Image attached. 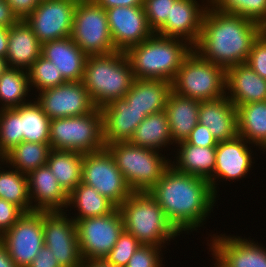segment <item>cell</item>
<instances>
[{
    "label": "cell",
    "mask_w": 266,
    "mask_h": 267,
    "mask_svg": "<svg viewBox=\"0 0 266 267\" xmlns=\"http://www.w3.org/2000/svg\"><path fill=\"white\" fill-rule=\"evenodd\" d=\"M148 192L181 234L205 225L219 199L209 181L179 172L172 165Z\"/></svg>",
    "instance_id": "1"
},
{
    "label": "cell",
    "mask_w": 266,
    "mask_h": 267,
    "mask_svg": "<svg viewBox=\"0 0 266 267\" xmlns=\"http://www.w3.org/2000/svg\"><path fill=\"white\" fill-rule=\"evenodd\" d=\"M262 32L263 27L258 23L240 15L218 11L209 5L193 50L203 59L226 70L246 63L254 41Z\"/></svg>",
    "instance_id": "2"
},
{
    "label": "cell",
    "mask_w": 266,
    "mask_h": 267,
    "mask_svg": "<svg viewBox=\"0 0 266 267\" xmlns=\"http://www.w3.org/2000/svg\"><path fill=\"white\" fill-rule=\"evenodd\" d=\"M193 46L179 38L156 33L129 48L125 54L135 79L167 80L172 83Z\"/></svg>",
    "instance_id": "3"
},
{
    "label": "cell",
    "mask_w": 266,
    "mask_h": 267,
    "mask_svg": "<svg viewBox=\"0 0 266 267\" xmlns=\"http://www.w3.org/2000/svg\"><path fill=\"white\" fill-rule=\"evenodd\" d=\"M118 208L124 229L141 245H156L165 249L169 242L181 235L149 192H132Z\"/></svg>",
    "instance_id": "4"
},
{
    "label": "cell",
    "mask_w": 266,
    "mask_h": 267,
    "mask_svg": "<svg viewBox=\"0 0 266 267\" xmlns=\"http://www.w3.org/2000/svg\"><path fill=\"white\" fill-rule=\"evenodd\" d=\"M134 80L125 52L87 57L82 82L99 109L113 100L124 98Z\"/></svg>",
    "instance_id": "5"
},
{
    "label": "cell",
    "mask_w": 266,
    "mask_h": 267,
    "mask_svg": "<svg viewBox=\"0 0 266 267\" xmlns=\"http://www.w3.org/2000/svg\"><path fill=\"white\" fill-rule=\"evenodd\" d=\"M105 147L133 192H148L171 165L168 154L165 156L160 151L139 147L129 141L116 142Z\"/></svg>",
    "instance_id": "6"
},
{
    "label": "cell",
    "mask_w": 266,
    "mask_h": 267,
    "mask_svg": "<svg viewBox=\"0 0 266 267\" xmlns=\"http://www.w3.org/2000/svg\"><path fill=\"white\" fill-rule=\"evenodd\" d=\"M226 70L203 59L196 51L186 57L174 80L172 91L200 102L225 96Z\"/></svg>",
    "instance_id": "7"
},
{
    "label": "cell",
    "mask_w": 266,
    "mask_h": 267,
    "mask_svg": "<svg viewBox=\"0 0 266 267\" xmlns=\"http://www.w3.org/2000/svg\"><path fill=\"white\" fill-rule=\"evenodd\" d=\"M49 144L54 150H70L82 154L105 148L101 109L96 108L82 116L51 120Z\"/></svg>",
    "instance_id": "8"
},
{
    "label": "cell",
    "mask_w": 266,
    "mask_h": 267,
    "mask_svg": "<svg viewBox=\"0 0 266 267\" xmlns=\"http://www.w3.org/2000/svg\"><path fill=\"white\" fill-rule=\"evenodd\" d=\"M70 37L87 56L108 55L117 51L106 11L94 0H78Z\"/></svg>",
    "instance_id": "9"
},
{
    "label": "cell",
    "mask_w": 266,
    "mask_h": 267,
    "mask_svg": "<svg viewBox=\"0 0 266 267\" xmlns=\"http://www.w3.org/2000/svg\"><path fill=\"white\" fill-rule=\"evenodd\" d=\"M82 182L95 188L117 208L133 192L106 147L83 154Z\"/></svg>",
    "instance_id": "10"
},
{
    "label": "cell",
    "mask_w": 266,
    "mask_h": 267,
    "mask_svg": "<svg viewBox=\"0 0 266 267\" xmlns=\"http://www.w3.org/2000/svg\"><path fill=\"white\" fill-rule=\"evenodd\" d=\"M76 227L83 259H104L124 231L119 208L110 214L77 220Z\"/></svg>",
    "instance_id": "11"
},
{
    "label": "cell",
    "mask_w": 266,
    "mask_h": 267,
    "mask_svg": "<svg viewBox=\"0 0 266 267\" xmlns=\"http://www.w3.org/2000/svg\"><path fill=\"white\" fill-rule=\"evenodd\" d=\"M0 243L17 267H28L44 246L43 211L24 213L0 236Z\"/></svg>",
    "instance_id": "12"
},
{
    "label": "cell",
    "mask_w": 266,
    "mask_h": 267,
    "mask_svg": "<svg viewBox=\"0 0 266 267\" xmlns=\"http://www.w3.org/2000/svg\"><path fill=\"white\" fill-rule=\"evenodd\" d=\"M44 245L61 267H80L81 256L76 222L65 211L43 212Z\"/></svg>",
    "instance_id": "13"
},
{
    "label": "cell",
    "mask_w": 266,
    "mask_h": 267,
    "mask_svg": "<svg viewBox=\"0 0 266 267\" xmlns=\"http://www.w3.org/2000/svg\"><path fill=\"white\" fill-rule=\"evenodd\" d=\"M212 259L221 267H266V247L254 238L226 233L208 234ZM246 238V239H245ZM252 239V240H251ZM210 240V241H209Z\"/></svg>",
    "instance_id": "14"
},
{
    "label": "cell",
    "mask_w": 266,
    "mask_h": 267,
    "mask_svg": "<svg viewBox=\"0 0 266 267\" xmlns=\"http://www.w3.org/2000/svg\"><path fill=\"white\" fill-rule=\"evenodd\" d=\"M78 0H41L25 19L41 43L71 36Z\"/></svg>",
    "instance_id": "15"
},
{
    "label": "cell",
    "mask_w": 266,
    "mask_h": 267,
    "mask_svg": "<svg viewBox=\"0 0 266 267\" xmlns=\"http://www.w3.org/2000/svg\"><path fill=\"white\" fill-rule=\"evenodd\" d=\"M34 99L51 120L82 116L97 108L82 81L65 82L45 89L38 92Z\"/></svg>",
    "instance_id": "16"
},
{
    "label": "cell",
    "mask_w": 266,
    "mask_h": 267,
    "mask_svg": "<svg viewBox=\"0 0 266 267\" xmlns=\"http://www.w3.org/2000/svg\"><path fill=\"white\" fill-rule=\"evenodd\" d=\"M250 144L240 135L217 143L216 166L213 173V192L216 196L219 194L218 185L221 182L231 181L235 183L247 178L246 176L250 174L249 172L255 163L254 151L252 150L255 146Z\"/></svg>",
    "instance_id": "17"
},
{
    "label": "cell",
    "mask_w": 266,
    "mask_h": 267,
    "mask_svg": "<svg viewBox=\"0 0 266 267\" xmlns=\"http://www.w3.org/2000/svg\"><path fill=\"white\" fill-rule=\"evenodd\" d=\"M105 11L117 51L126 52L154 34L143 6H117Z\"/></svg>",
    "instance_id": "18"
},
{
    "label": "cell",
    "mask_w": 266,
    "mask_h": 267,
    "mask_svg": "<svg viewBox=\"0 0 266 267\" xmlns=\"http://www.w3.org/2000/svg\"><path fill=\"white\" fill-rule=\"evenodd\" d=\"M209 5L210 0H176L171 5L170 17L155 33L183 39L194 47L199 40L203 17Z\"/></svg>",
    "instance_id": "19"
},
{
    "label": "cell",
    "mask_w": 266,
    "mask_h": 267,
    "mask_svg": "<svg viewBox=\"0 0 266 267\" xmlns=\"http://www.w3.org/2000/svg\"><path fill=\"white\" fill-rule=\"evenodd\" d=\"M101 113L105 146L129 141L137 126L147 117L143 111L130 106L125 98L113 100L101 108Z\"/></svg>",
    "instance_id": "20"
},
{
    "label": "cell",
    "mask_w": 266,
    "mask_h": 267,
    "mask_svg": "<svg viewBox=\"0 0 266 267\" xmlns=\"http://www.w3.org/2000/svg\"><path fill=\"white\" fill-rule=\"evenodd\" d=\"M32 211H65L68 193L58 183L48 165L27 175Z\"/></svg>",
    "instance_id": "21"
},
{
    "label": "cell",
    "mask_w": 266,
    "mask_h": 267,
    "mask_svg": "<svg viewBox=\"0 0 266 267\" xmlns=\"http://www.w3.org/2000/svg\"><path fill=\"white\" fill-rule=\"evenodd\" d=\"M225 96L236 107L266 101V79L246 63L230 67L226 69Z\"/></svg>",
    "instance_id": "22"
},
{
    "label": "cell",
    "mask_w": 266,
    "mask_h": 267,
    "mask_svg": "<svg viewBox=\"0 0 266 267\" xmlns=\"http://www.w3.org/2000/svg\"><path fill=\"white\" fill-rule=\"evenodd\" d=\"M41 55L57 67L67 82L83 80L88 56L71 37L42 43Z\"/></svg>",
    "instance_id": "23"
},
{
    "label": "cell",
    "mask_w": 266,
    "mask_h": 267,
    "mask_svg": "<svg viewBox=\"0 0 266 267\" xmlns=\"http://www.w3.org/2000/svg\"><path fill=\"white\" fill-rule=\"evenodd\" d=\"M198 123L208 127L217 142L238 135L236 106L226 96L200 102Z\"/></svg>",
    "instance_id": "24"
},
{
    "label": "cell",
    "mask_w": 266,
    "mask_h": 267,
    "mask_svg": "<svg viewBox=\"0 0 266 267\" xmlns=\"http://www.w3.org/2000/svg\"><path fill=\"white\" fill-rule=\"evenodd\" d=\"M171 165L179 172L194 175L210 182L213 190V173L216 166V147H200L182 141L176 144ZM173 159V160H172Z\"/></svg>",
    "instance_id": "25"
},
{
    "label": "cell",
    "mask_w": 266,
    "mask_h": 267,
    "mask_svg": "<svg viewBox=\"0 0 266 267\" xmlns=\"http://www.w3.org/2000/svg\"><path fill=\"white\" fill-rule=\"evenodd\" d=\"M42 43L25 20H19L9 30L6 63L9 68L27 70L40 56Z\"/></svg>",
    "instance_id": "26"
},
{
    "label": "cell",
    "mask_w": 266,
    "mask_h": 267,
    "mask_svg": "<svg viewBox=\"0 0 266 267\" xmlns=\"http://www.w3.org/2000/svg\"><path fill=\"white\" fill-rule=\"evenodd\" d=\"M199 108L200 101L170 92L164 111L175 145L185 141L198 124Z\"/></svg>",
    "instance_id": "27"
},
{
    "label": "cell",
    "mask_w": 266,
    "mask_h": 267,
    "mask_svg": "<svg viewBox=\"0 0 266 267\" xmlns=\"http://www.w3.org/2000/svg\"><path fill=\"white\" fill-rule=\"evenodd\" d=\"M171 91L172 83L167 80L135 79L124 98L148 116L164 111Z\"/></svg>",
    "instance_id": "28"
},
{
    "label": "cell",
    "mask_w": 266,
    "mask_h": 267,
    "mask_svg": "<svg viewBox=\"0 0 266 267\" xmlns=\"http://www.w3.org/2000/svg\"><path fill=\"white\" fill-rule=\"evenodd\" d=\"M67 208H70V211L74 209L77 212L70 213ZM116 208L110 200L101 195L95 188L81 182L68 194V203L65 212L76 222L84 218L110 214Z\"/></svg>",
    "instance_id": "29"
},
{
    "label": "cell",
    "mask_w": 266,
    "mask_h": 267,
    "mask_svg": "<svg viewBox=\"0 0 266 267\" xmlns=\"http://www.w3.org/2000/svg\"><path fill=\"white\" fill-rule=\"evenodd\" d=\"M129 142L139 147L154 149L160 152L170 151L173 145L170 133L169 120L166 112L162 111L148 115L135 129ZM167 148V150L165 149Z\"/></svg>",
    "instance_id": "30"
},
{
    "label": "cell",
    "mask_w": 266,
    "mask_h": 267,
    "mask_svg": "<svg viewBox=\"0 0 266 267\" xmlns=\"http://www.w3.org/2000/svg\"><path fill=\"white\" fill-rule=\"evenodd\" d=\"M237 110L238 135L256 150L266 151V101L239 105ZM258 147V148H257Z\"/></svg>",
    "instance_id": "31"
},
{
    "label": "cell",
    "mask_w": 266,
    "mask_h": 267,
    "mask_svg": "<svg viewBox=\"0 0 266 267\" xmlns=\"http://www.w3.org/2000/svg\"><path fill=\"white\" fill-rule=\"evenodd\" d=\"M83 154L70 150L51 149L47 165L58 183L69 194L82 182Z\"/></svg>",
    "instance_id": "32"
},
{
    "label": "cell",
    "mask_w": 266,
    "mask_h": 267,
    "mask_svg": "<svg viewBox=\"0 0 266 267\" xmlns=\"http://www.w3.org/2000/svg\"><path fill=\"white\" fill-rule=\"evenodd\" d=\"M30 92L27 70L8 67L0 76V110L17 108L31 102V98H28L33 93Z\"/></svg>",
    "instance_id": "33"
},
{
    "label": "cell",
    "mask_w": 266,
    "mask_h": 267,
    "mask_svg": "<svg viewBox=\"0 0 266 267\" xmlns=\"http://www.w3.org/2000/svg\"><path fill=\"white\" fill-rule=\"evenodd\" d=\"M50 151L49 143L23 141L8 151L2 160L13 169L28 175L33 170L47 165Z\"/></svg>",
    "instance_id": "34"
},
{
    "label": "cell",
    "mask_w": 266,
    "mask_h": 267,
    "mask_svg": "<svg viewBox=\"0 0 266 267\" xmlns=\"http://www.w3.org/2000/svg\"><path fill=\"white\" fill-rule=\"evenodd\" d=\"M0 198L18 206L24 213L32 212L27 175L8 166L2 159L0 161Z\"/></svg>",
    "instance_id": "35"
},
{
    "label": "cell",
    "mask_w": 266,
    "mask_h": 267,
    "mask_svg": "<svg viewBox=\"0 0 266 267\" xmlns=\"http://www.w3.org/2000/svg\"><path fill=\"white\" fill-rule=\"evenodd\" d=\"M15 109L20 113L23 141L49 143L51 119L43 112L35 99Z\"/></svg>",
    "instance_id": "36"
},
{
    "label": "cell",
    "mask_w": 266,
    "mask_h": 267,
    "mask_svg": "<svg viewBox=\"0 0 266 267\" xmlns=\"http://www.w3.org/2000/svg\"><path fill=\"white\" fill-rule=\"evenodd\" d=\"M210 5L218 11L245 17L262 27L266 24V0H210Z\"/></svg>",
    "instance_id": "37"
},
{
    "label": "cell",
    "mask_w": 266,
    "mask_h": 267,
    "mask_svg": "<svg viewBox=\"0 0 266 267\" xmlns=\"http://www.w3.org/2000/svg\"><path fill=\"white\" fill-rule=\"evenodd\" d=\"M27 73L31 91L36 89L33 95L67 82L57 67L42 55L27 69Z\"/></svg>",
    "instance_id": "38"
},
{
    "label": "cell",
    "mask_w": 266,
    "mask_h": 267,
    "mask_svg": "<svg viewBox=\"0 0 266 267\" xmlns=\"http://www.w3.org/2000/svg\"><path fill=\"white\" fill-rule=\"evenodd\" d=\"M23 142L20 113L15 109L0 110V156Z\"/></svg>",
    "instance_id": "39"
},
{
    "label": "cell",
    "mask_w": 266,
    "mask_h": 267,
    "mask_svg": "<svg viewBox=\"0 0 266 267\" xmlns=\"http://www.w3.org/2000/svg\"><path fill=\"white\" fill-rule=\"evenodd\" d=\"M140 245L138 240L124 229L104 259L115 267H125Z\"/></svg>",
    "instance_id": "40"
},
{
    "label": "cell",
    "mask_w": 266,
    "mask_h": 267,
    "mask_svg": "<svg viewBox=\"0 0 266 267\" xmlns=\"http://www.w3.org/2000/svg\"><path fill=\"white\" fill-rule=\"evenodd\" d=\"M162 249L156 245H140L125 267H164Z\"/></svg>",
    "instance_id": "41"
},
{
    "label": "cell",
    "mask_w": 266,
    "mask_h": 267,
    "mask_svg": "<svg viewBox=\"0 0 266 267\" xmlns=\"http://www.w3.org/2000/svg\"><path fill=\"white\" fill-rule=\"evenodd\" d=\"M176 0H144L143 7L150 28L154 33L166 22L170 17L171 5Z\"/></svg>",
    "instance_id": "42"
},
{
    "label": "cell",
    "mask_w": 266,
    "mask_h": 267,
    "mask_svg": "<svg viewBox=\"0 0 266 267\" xmlns=\"http://www.w3.org/2000/svg\"><path fill=\"white\" fill-rule=\"evenodd\" d=\"M246 64L266 79V34L264 32L254 41Z\"/></svg>",
    "instance_id": "43"
},
{
    "label": "cell",
    "mask_w": 266,
    "mask_h": 267,
    "mask_svg": "<svg viewBox=\"0 0 266 267\" xmlns=\"http://www.w3.org/2000/svg\"><path fill=\"white\" fill-rule=\"evenodd\" d=\"M24 212L13 203L0 198V236L9 230Z\"/></svg>",
    "instance_id": "44"
},
{
    "label": "cell",
    "mask_w": 266,
    "mask_h": 267,
    "mask_svg": "<svg viewBox=\"0 0 266 267\" xmlns=\"http://www.w3.org/2000/svg\"><path fill=\"white\" fill-rule=\"evenodd\" d=\"M185 141L188 144L200 147H216L218 143L209 131V128L199 123Z\"/></svg>",
    "instance_id": "45"
},
{
    "label": "cell",
    "mask_w": 266,
    "mask_h": 267,
    "mask_svg": "<svg viewBox=\"0 0 266 267\" xmlns=\"http://www.w3.org/2000/svg\"><path fill=\"white\" fill-rule=\"evenodd\" d=\"M19 20H25L39 5L41 0H6Z\"/></svg>",
    "instance_id": "46"
},
{
    "label": "cell",
    "mask_w": 266,
    "mask_h": 267,
    "mask_svg": "<svg viewBox=\"0 0 266 267\" xmlns=\"http://www.w3.org/2000/svg\"><path fill=\"white\" fill-rule=\"evenodd\" d=\"M28 267H61V266L55 259L54 255H52V251L44 245Z\"/></svg>",
    "instance_id": "47"
},
{
    "label": "cell",
    "mask_w": 266,
    "mask_h": 267,
    "mask_svg": "<svg viewBox=\"0 0 266 267\" xmlns=\"http://www.w3.org/2000/svg\"><path fill=\"white\" fill-rule=\"evenodd\" d=\"M19 21L6 0H0V27L10 28Z\"/></svg>",
    "instance_id": "48"
},
{
    "label": "cell",
    "mask_w": 266,
    "mask_h": 267,
    "mask_svg": "<svg viewBox=\"0 0 266 267\" xmlns=\"http://www.w3.org/2000/svg\"><path fill=\"white\" fill-rule=\"evenodd\" d=\"M94 1L105 10L117 6H126V7L143 6L144 2V0H94Z\"/></svg>",
    "instance_id": "49"
},
{
    "label": "cell",
    "mask_w": 266,
    "mask_h": 267,
    "mask_svg": "<svg viewBox=\"0 0 266 267\" xmlns=\"http://www.w3.org/2000/svg\"><path fill=\"white\" fill-rule=\"evenodd\" d=\"M10 28L0 27V57L6 58Z\"/></svg>",
    "instance_id": "50"
},
{
    "label": "cell",
    "mask_w": 266,
    "mask_h": 267,
    "mask_svg": "<svg viewBox=\"0 0 266 267\" xmlns=\"http://www.w3.org/2000/svg\"><path fill=\"white\" fill-rule=\"evenodd\" d=\"M80 267H115L105 259H83Z\"/></svg>",
    "instance_id": "51"
},
{
    "label": "cell",
    "mask_w": 266,
    "mask_h": 267,
    "mask_svg": "<svg viewBox=\"0 0 266 267\" xmlns=\"http://www.w3.org/2000/svg\"><path fill=\"white\" fill-rule=\"evenodd\" d=\"M0 267H17L9 257L6 248L0 243Z\"/></svg>",
    "instance_id": "52"
},
{
    "label": "cell",
    "mask_w": 266,
    "mask_h": 267,
    "mask_svg": "<svg viewBox=\"0 0 266 267\" xmlns=\"http://www.w3.org/2000/svg\"><path fill=\"white\" fill-rule=\"evenodd\" d=\"M7 63H6V59L0 57V76L2 75V73L7 69Z\"/></svg>",
    "instance_id": "53"
},
{
    "label": "cell",
    "mask_w": 266,
    "mask_h": 267,
    "mask_svg": "<svg viewBox=\"0 0 266 267\" xmlns=\"http://www.w3.org/2000/svg\"><path fill=\"white\" fill-rule=\"evenodd\" d=\"M213 262H214V263L211 265V267H212L213 265H214L213 267H221V266H219L214 260H213Z\"/></svg>",
    "instance_id": "54"
},
{
    "label": "cell",
    "mask_w": 266,
    "mask_h": 267,
    "mask_svg": "<svg viewBox=\"0 0 266 267\" xmlns=\"http://www.w3.org/2000/svg\"><path fill=\"white\" fill-rule=\"evenodd\" d=\"M263 32L266 34V24L263 26Z\"/></svg>",
    "instance_id": "55"
}]
</instances>
